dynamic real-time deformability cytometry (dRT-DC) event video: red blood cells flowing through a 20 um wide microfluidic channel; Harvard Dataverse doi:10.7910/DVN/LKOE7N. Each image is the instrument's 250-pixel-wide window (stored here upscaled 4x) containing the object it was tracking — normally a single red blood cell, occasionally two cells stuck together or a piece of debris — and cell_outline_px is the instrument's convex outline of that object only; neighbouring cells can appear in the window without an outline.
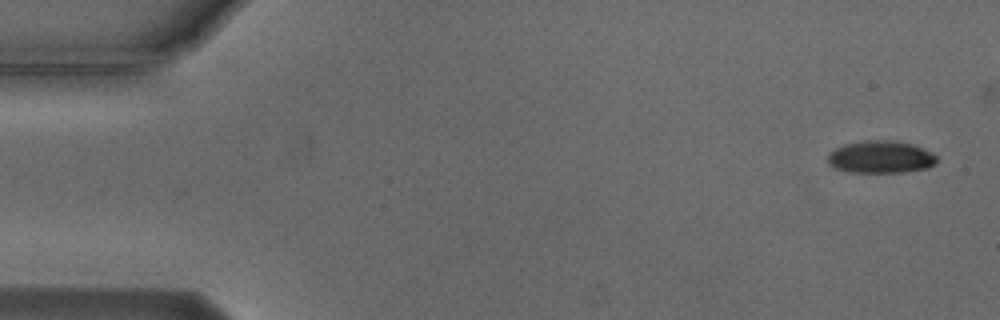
{"species": "Egyptian fruit bat (a non-hibernating species)", "species_latin": "Rousettus aegyptiacus", "temperature_condition": "cold", "stored_images_in_passage": 47, "camera_frame_rate_fps": 3000, "um_per_image_px": 0.085, "animal": {"sex": "male"}, "frame": {"image": 1, "passage_image": 1, "time_ms": 0.0, "image_size_px": [1000, 320], "cell_outline_px": [[936, 160], [928, 168], [904, 172], [852, 172], [836, 168], [828, 164], [828, 152], [844, 144], [864, 140], [892, 140], [912, 144], [932, 152], [936, 156]], "centroid_in_image_um": [74.83, 13.33], "position_along_channel_um": 10.2, "area_um2": 20.52}}
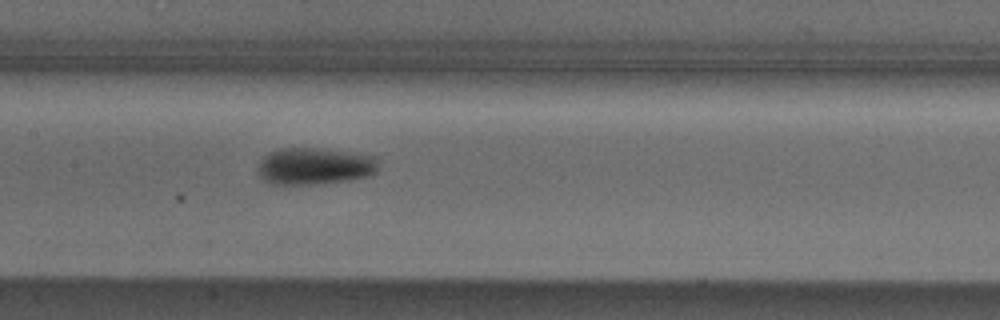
{"frame": {"image": 2, "passage_image": 25, "time_ms": 8.0, "image_size_px": [1000, 320], "cell_outline_px": [[376, 172], [368, 176], [348, 180], [312, 184], [272, 184], [264, 180], [260, 176], [260, 160], [268, 152], [280, 148], [312, 148], [376, 156]], "centroid_in_image_um": [26.71, 14.12], "position_along_channel_um": 180.7, "area_um2": 25.43}}
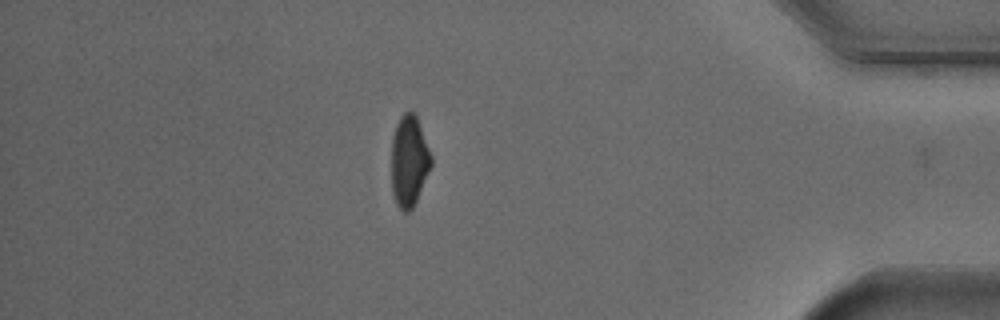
{"frame": {"image": 3, "passage_image": 46, "time_ms": 15.0, "image_size_px": [1000, 320], "cell_outline_px": [[432, 164], [416, 200], [412, 208], [408, 212], [404, 212], [396, 204], [392, 192], [392, 136], [396, 124], [400, 116], [404, 112], [412, 112], [416, 116], [432, 156]], "centroid_in_image_um": [34.76, 13.68], "position_along_channel_um": 400.4, "area_um2": 20.87}, "authors_computed_cell_mechanics": {"area_um2": 23.0622, "velocity_mm_per_s": 3.7416, "shape_relaxation_time_tau1_ms": 2.3145, "shape_relaxation_time_tau2_ms": null, "deformation_change_tau1": 0.126, "deformation_change_tau2": null}}